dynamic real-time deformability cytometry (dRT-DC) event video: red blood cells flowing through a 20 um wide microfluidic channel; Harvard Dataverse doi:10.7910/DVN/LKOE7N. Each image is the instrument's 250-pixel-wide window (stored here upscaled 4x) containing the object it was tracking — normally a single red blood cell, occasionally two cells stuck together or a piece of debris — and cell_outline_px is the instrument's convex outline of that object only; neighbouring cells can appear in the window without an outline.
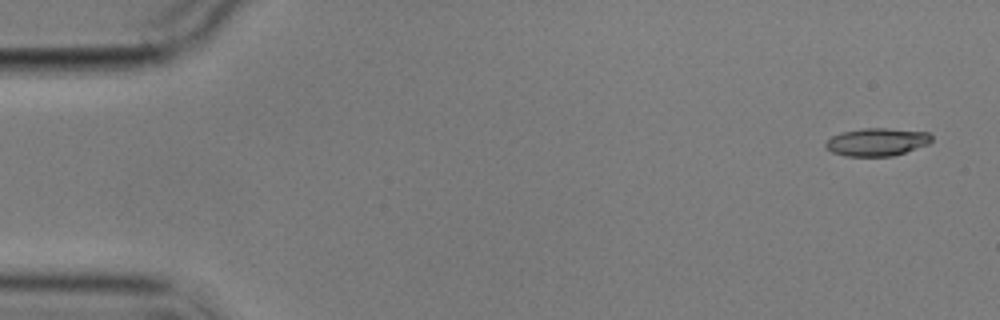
{"species": "common noctule bat (a hibernating species)", "species_latin": "Nyctalus noctula", "temperature_condition": "cold", "stored_images_in_passage": 5, "camera_frame_rate_fps": 3000, "um_per_image_px": 0.085, "animal": {"sex": "male", "body_mass_g": 17.9}, "frame": {"image": 1, "passage_image": 1, "time_ms": 0.0, "image_size_px": [1000, 320], "cell_outline_px": [[932, 140], [928, 144], [892, 156], [844, 156], [832, 152], [824, 148], [824, 144], [832, 136], [840, 132], [864, 128], [888, 128], [928, 132], [932, 136]], "centroid_in_image_um": [74.5, 12.06], "position_along_channel_um": 10.5, "area_um2": 17.22}}